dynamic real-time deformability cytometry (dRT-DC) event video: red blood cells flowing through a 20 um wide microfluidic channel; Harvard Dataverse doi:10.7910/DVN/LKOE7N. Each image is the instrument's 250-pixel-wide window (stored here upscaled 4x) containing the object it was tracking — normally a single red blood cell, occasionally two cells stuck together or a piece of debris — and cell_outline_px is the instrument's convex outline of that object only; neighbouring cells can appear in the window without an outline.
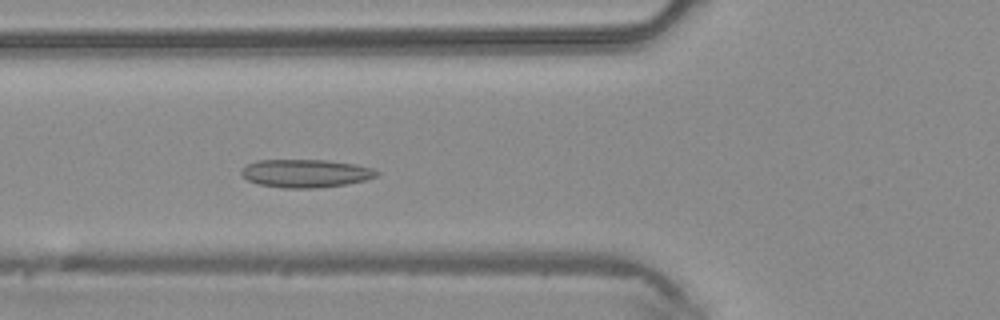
{"species": "common noctule bat (a hibernating species)", "species_latin": "Nyctalus noctula", "temperature_condition": "warm", "stored_images_in_passage": 46, "camera_frame_rate_fps": 3000, "um_per_image_px": 0.085, "animal": {"sex": "male", "body_mass_g": 20.4}, "frame": {"image": 1, "passage_image": 17, "time_ms": 5.333, "image_size_px": [1000, 320], "cell_outline_px": [[380, 172], [376, 176], [364, 180], [344, 184], [316, 188], [284, 188], [256, 184], [248, 180], [240, 172], [248, 164], [256, 160], [328, 160], [352, 164], [372, 168]], "centroid_in_image_um": [25.95, 14.73], "position_along_channel_um": 99.8, "area_um2": 21.96}}
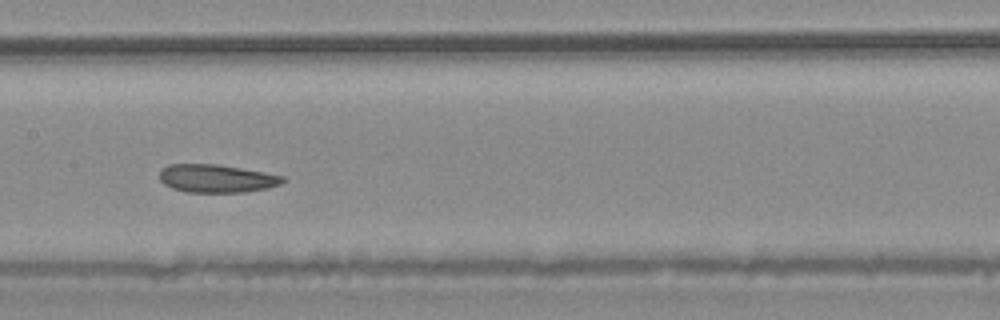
{"frame": {"image": 2, "passage_image": 23, "time_ms": 7.333, "image_size_px": [1000, 320], "cell_outline_px": [[284, 180], [280, 184], [268, 188], [244, 192], [184, 192], [172, 188], [164, 184], [160, 180], [160, 168], [168, 164], [220, 164], [264, 172], [284, 176]], "centroid_in_image_um": [18.38, 15.16], "position_along_channel_um": 189.0, "area_um2": 20.29}}
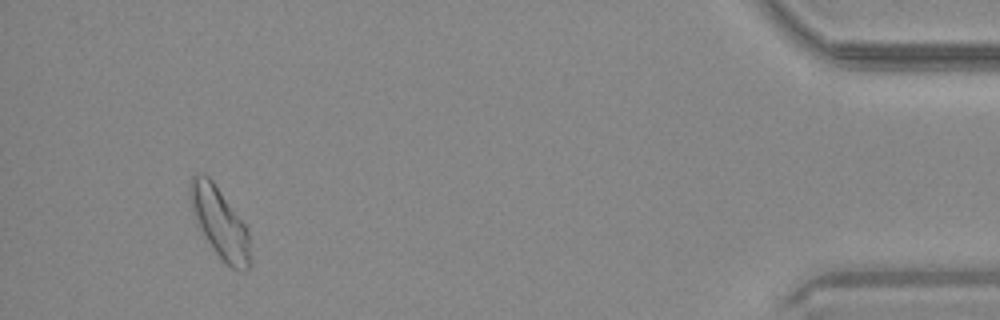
{"frame": {"image": 3, "passage_image": 43, "time_ms": 14.0, "image_size_px": [1000, 320], "cell_outline_px": [[248, 268], [244, 272], [232, 268], [216, 252], [204, 236], [196, 224], [188, 196], [188, 184], [192, 176], [196, 172], [208, 176], [212, 180], [248, 228]], "centroid_in_image_um": [18.61, 18.85], "position_along_channel_um": 416.6, "area_um2": 24.33}}